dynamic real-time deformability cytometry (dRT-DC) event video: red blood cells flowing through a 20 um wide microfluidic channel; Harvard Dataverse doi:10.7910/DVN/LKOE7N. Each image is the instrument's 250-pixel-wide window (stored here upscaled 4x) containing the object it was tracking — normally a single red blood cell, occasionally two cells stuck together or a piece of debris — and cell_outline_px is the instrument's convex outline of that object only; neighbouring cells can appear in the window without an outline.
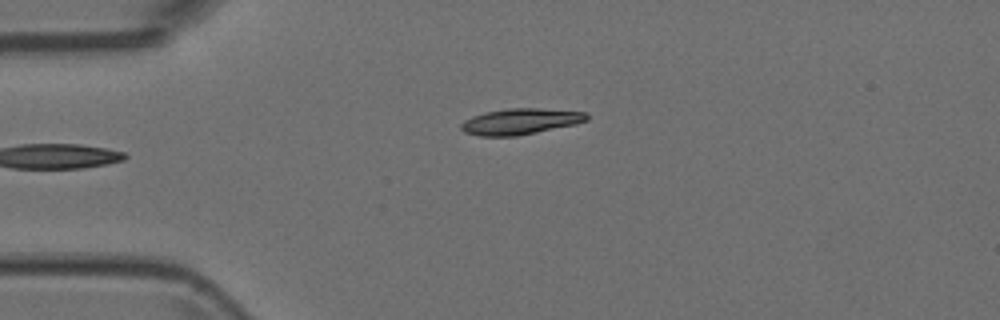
{"species": "Egyptian fruit bat (a non-hibernating species)", "species_latin": "Rousettus aegyptiacus", "temperature_condition": "room temperature", "stored_images_in_passage": 5, "camera_frame_rate_fps": 3000, "um_per_image_px": 0.085, "animal": {"sex": "female"}, "frame": {"image": 1, "passage_image": 5, "time_ms": 1.333, "image_size_px": [1000, 320], "cell_outline_px": [[588, 120], [576, 124], [516, 136], [480, 136], [464, 132], [460, 128], [460, 124], [464, 120], [472, 116], [484, 112], [508, 108], [540, 108], [588, 112]], "centroid_in_image_um": [44.23, 10.31], "position_along_channel_um": 40.8, "area_um2": 19.13}}